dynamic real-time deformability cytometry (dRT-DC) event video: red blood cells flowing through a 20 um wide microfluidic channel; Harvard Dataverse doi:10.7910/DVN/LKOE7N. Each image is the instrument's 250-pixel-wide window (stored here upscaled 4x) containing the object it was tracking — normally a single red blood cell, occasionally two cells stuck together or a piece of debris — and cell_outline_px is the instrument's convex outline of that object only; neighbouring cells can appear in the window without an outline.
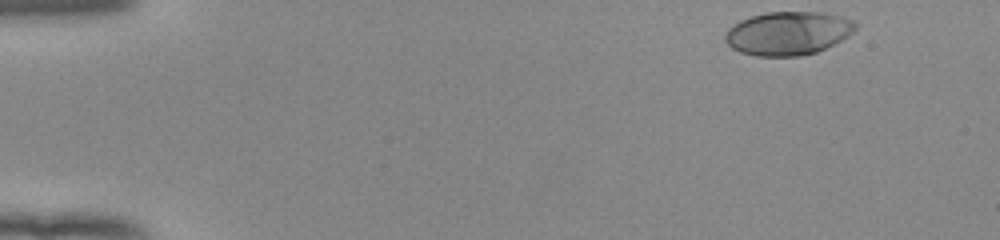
{"species": "human", "species_latin": "Homo sapiens", "temperature_condition": "room temperature", "stored_images_in_passage": 49, "camera_frame_rate_fps": 3000, "um_per_image_px": 0.085, "donor": {"sex": "female"}, "frame": {"image": 1, "passage_image": 1, "time_ms": 0.0, "image_size_px": [1000, 240], "cell_outline_px": [[856, 28], [848, 36], [816, 52], [800, 56], [756, 56], [740, 52], [732, 48], [724, 40], [724, 32], [728, 28], [740, 20], [764, 12], [820, 12], [840, 16], [852, 20], [856, 24]], "centroid_in_image_um": [66.93, 2.82], "position_along_channel_um": 18.1, "area_um2": 32.95}}
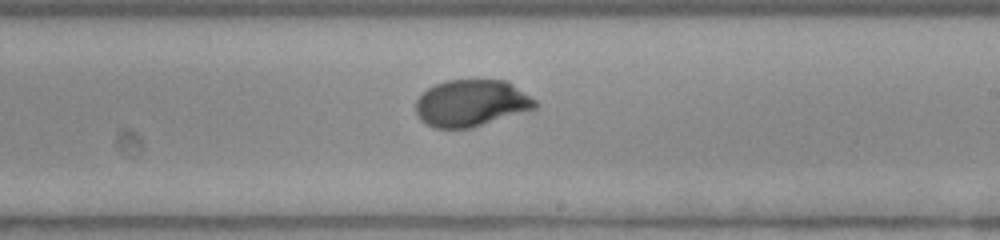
{"frame": {"image": 2, "passage_image": 28, "time_ms": 9.0, "image_size_px": [1000, 240], "cell_outline_px": [[536, 108], [472, 128], [432, 128], [420, 120], [416, 112], [416, 100], [428, 88], [436, 84], [448, 80], [508, 80], [536, 100]], "centroid_in_image_um": [40.06, 8.77], "position_along_channel_um": 248.9, "area_um2": 32.54}}
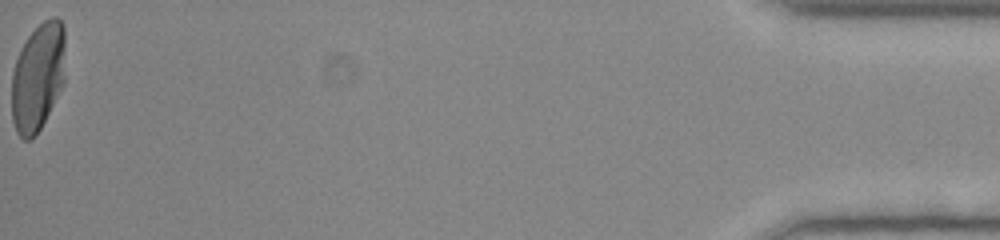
{"frame": {"image": 3, "passage_image": 49, "time_ms": 16.0, "image_size_px": [1000, 240], "cell_outline_px": [[64, 84], [40, 128], [32, 140], [24, 140], [16, 132], [12, 120], [12, 72], [16, 60], [28, 36], [44, 20], [52, 16], [56, 16], [60, 20], [64, 28]], "centroid_in_image_um": [3.22, 6.56], "position_along_channel_um": 432.0, "area_um2": 33.7}, "authors_computed_cell_mechanics": {"area_um2": 32.8304, "velocity_mm_per_s": 3.9155, "shape_relaxation_time_tau1_ms": 2.851, "shape_relaxation_time_tau2_ms": null, "deformation_change_tau1": 0.1818, "deformation_change_tau2": null}}